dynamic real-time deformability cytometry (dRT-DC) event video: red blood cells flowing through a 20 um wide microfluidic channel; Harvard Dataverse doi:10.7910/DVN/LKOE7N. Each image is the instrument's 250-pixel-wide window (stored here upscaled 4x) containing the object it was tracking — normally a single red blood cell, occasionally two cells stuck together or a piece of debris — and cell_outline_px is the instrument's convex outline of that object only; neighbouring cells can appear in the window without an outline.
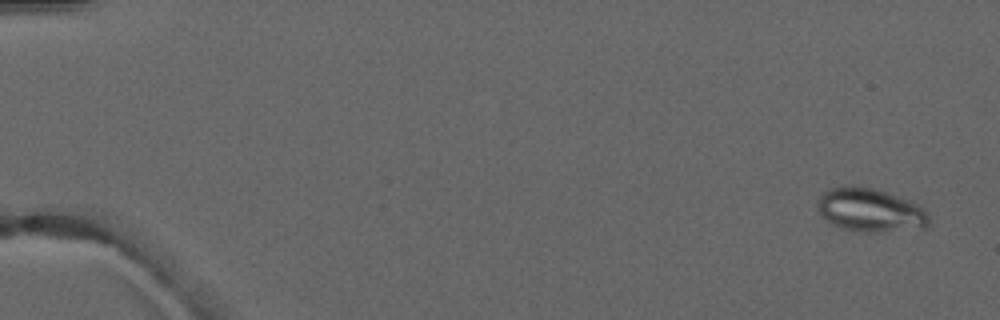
{"species": "common noctule bat (a hibernating species)", "species_latin": "Nyctalus noctula", "temperature_condition": "warm", "stored_images_in_passage": 5, "camera_frame_rate_fps": 3000, "um_per_image_px": 0.085, "animal": {"sex": "male", "forearm_length_mm": 52.5}, "frame": {"image": 1, "passage_image": 1, "time_ms": 0.0, "image_size_px": [1000, 320], "cell_outline_px": [[932, 220], [924, 228], [880, 232], [860, 232], [844, 228], [832, 224], [820, 216], [816, 212], [816, 204], [820, 196], [824, 192], [832, 188], [844, 184], [852, 184], [872, 188], [908, 200], [924, 208], [928, 212]], "centroid_in_image_um": [73.94, 17.86], "position_along_channel_um": 11.1, "area_um2": 28.67}}